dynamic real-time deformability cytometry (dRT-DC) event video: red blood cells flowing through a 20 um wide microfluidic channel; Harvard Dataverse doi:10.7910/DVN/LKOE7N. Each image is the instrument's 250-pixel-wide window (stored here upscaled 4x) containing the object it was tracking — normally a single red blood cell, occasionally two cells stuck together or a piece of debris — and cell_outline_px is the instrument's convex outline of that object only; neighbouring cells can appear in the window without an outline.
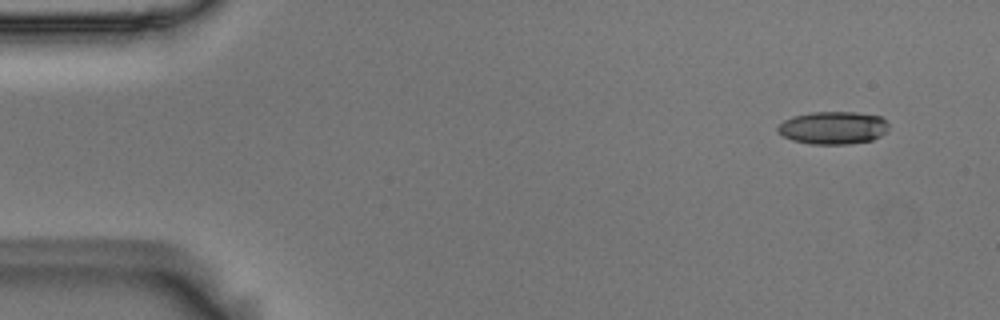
{"species": "Egyptian fruit bat (a non-hibernating species)", "species_latin": "Rousettus aegyptiacus", "temperature_condition": "room temperature", "stored_images_in_passage": 7, "camera_frame_rate_fps": 3000, "um_per_image_px": 0.085, "animal": {"sex": "male"}, "frame": {"image": 1, "passage_image": 2, "time_ms": 0.333, "image_size_px": [1000, 320], "cell_outline_px": [[888, 132], [872, 140], [848, 144], [812, 144], [792, 140], [784, 136], [776, 128], [784, 120], [792, 116], [812, 112], [856, 112], [880, 116], [888, 124]], "centroid_in_image_um": [70.83, 10.86], "position_along_channel_um": 14.2, "area_um2": 21.15}}
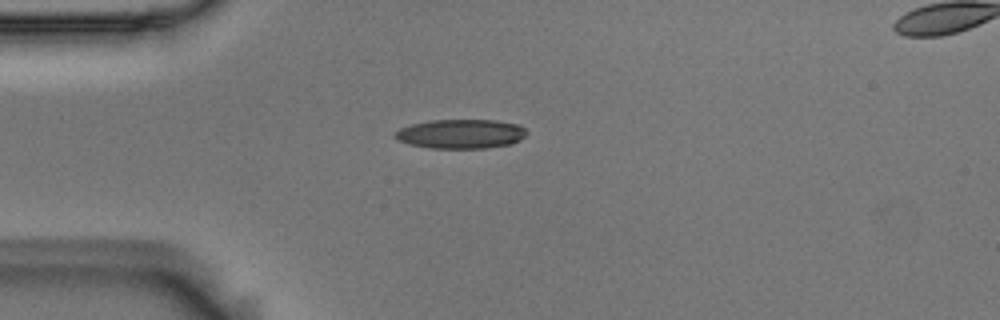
{"frame": {"image": 2, "passage_image": 4, "time_ms": 1.0, "image_size_px": [1000, 320], "cell_outline_px": [[528, 132], [520, 140], [512, 144], [488, 148], [428, 148], [412, 144], [400, 140], [392, 136], [400, 128], [412, 124], [428, 120], [496, 120], [520, 124]], "centroid_in_image_um": [39.22, 11.37], "position_along_channel_um": 45.8, "area_um2": 22.54}}
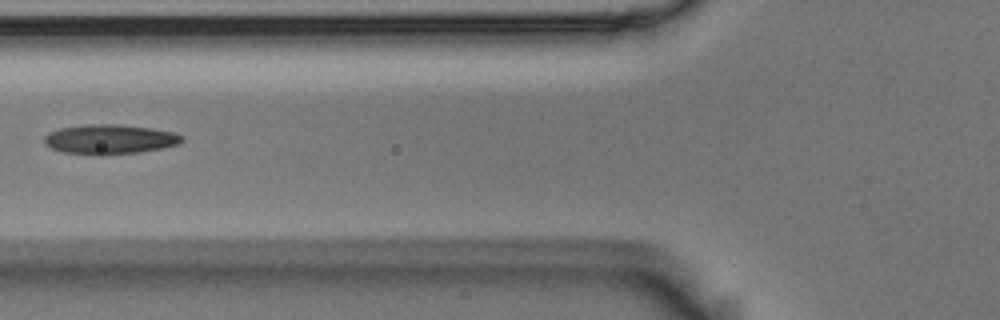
{"frame": {"image": 3, "passage_image": 6, "time_ms": 1.667, "image_size_px": [1000, 320], "cell_outline_px": [[184, 140], [176, 144], [160, 148], [140, 152], [104, 156], [96, 156], [64, 152], [52, 148], [44, 144], [44, 136], [48, 132], [60, 128], [84, 124], [120, 124], [152, 128], [172, 132], [184, 136]], "centroid_in_image_um": [9.29, 11.84], "position_along_channel_um": 116.5, "area_um2": 24.1}}